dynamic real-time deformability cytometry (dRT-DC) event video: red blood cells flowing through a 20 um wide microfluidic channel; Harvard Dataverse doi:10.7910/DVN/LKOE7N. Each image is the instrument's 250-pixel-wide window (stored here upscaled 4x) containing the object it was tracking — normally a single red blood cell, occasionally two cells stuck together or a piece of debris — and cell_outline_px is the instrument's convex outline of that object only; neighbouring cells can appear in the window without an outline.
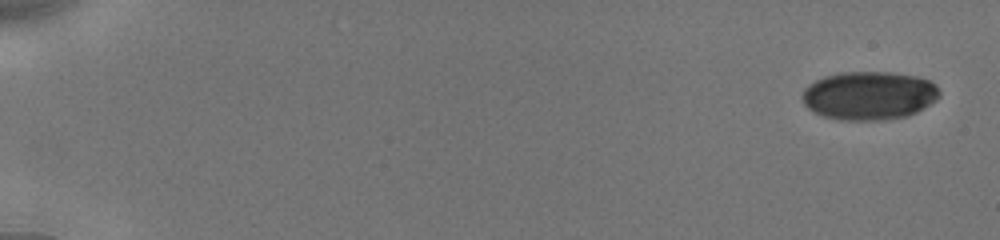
{"species": "human", "species_latin": "Homo sapiens", "temperature_condition": "cold", "stored_images_in_passage": 26, "camera_frame_rate_fps": 3000, "um_per_image_px": 0.085, "donor": {"sex": "male"}, "frame": {"image": 1, "passage_image": 1, "time_ms": 0.0, "image_size_px": [1000, 240], "cell_outline_px": [[940, 96], [936, 100], [916, 112], [908, 116], [880, 120], [840, 120], [824, 116], [808, 108], [804, 104], [800, 96], [804, 88], [808, 84], [824, 76], [840, 72], [892, 72], [916, 76], [928, 80], [936, 84], [940, 92]], "centroid_in_image_um": [73.86, 8.11], "position_along_channel_um": 11.1, "area_um2": 38.96}}
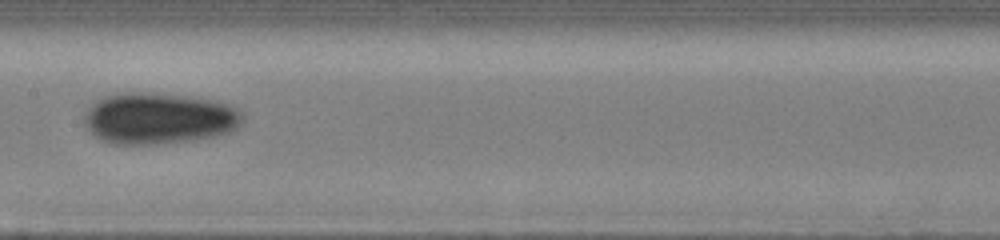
{"frame": {"image": 2, "passage_image": 15, "time_ms": 9.333, "image_size_px": [1000, 240], "cell_outline_px": [[244, 120], [232, 132], [216, 136], [192, 140], [156, 144], [112, 144], [100, 140], [84, 124], [84, 112], [92, 104], [104, 96], [116, 92], [148, 92], [192, 96], [216, 100], [228, 104], [244, 112]], "centroid_in_image_um": [13.52, 10.05], "position_along_channel_um": 193.9, "area_um2": 48.09}}
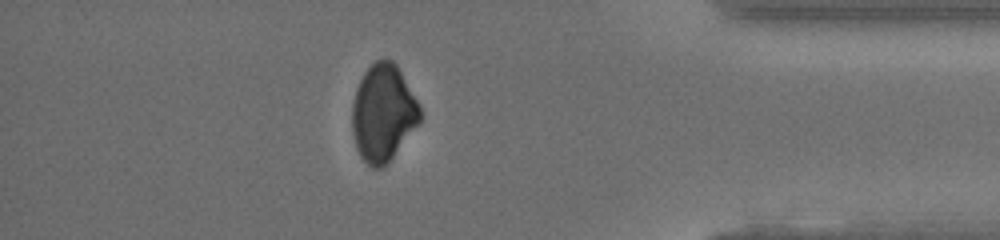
{"frame": {"image": 3, "passage_image": 22, "time_ms": 15.333, "image_size_px": [1000, 240], "cell_outline_px": [[420, 120], [392, 156], [380, 168], [372, 168], [360, 156], [356, 148], [352, 132], [352, 104], [356, 88], [364, 72], [376, 60], [392, 60], [396, 64], [420, 104]], "centroid_in_image_um": [32.54, 9.57], "position_along_channel_um": 402.7, "area_um2": 37.74}, "authors_computed_cell_mechanics": {"area_um2": 40.5756, "velocity_mm_per_s": 3.9073, "shape_relaxation_time_tau1_ms": null, "shape_relaxation_time_tau2_ms": 2.1379, "deformation_change_tau1": null, "deformation_change_tau2": 0.0277}}